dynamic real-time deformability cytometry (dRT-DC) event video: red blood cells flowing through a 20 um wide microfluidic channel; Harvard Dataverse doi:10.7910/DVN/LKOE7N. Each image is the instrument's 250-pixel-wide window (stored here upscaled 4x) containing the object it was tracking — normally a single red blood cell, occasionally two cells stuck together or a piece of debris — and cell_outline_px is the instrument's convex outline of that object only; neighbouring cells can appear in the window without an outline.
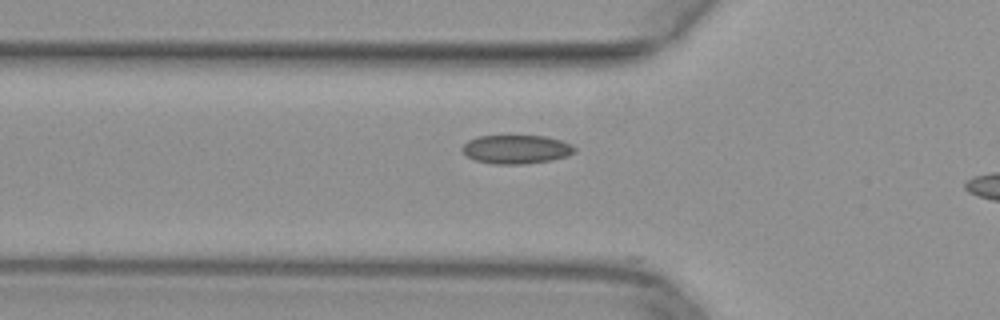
{"species": "common noctule bat (a hibernating species)", "species_latin": "Nyctalus noctula", "temperature_condition": "warm", "stored_images_in_passage": 9, "camera_frame_rate_fps": 3000, "um_per_image_px": 0.085, "animal": {"sex": "female", "body_mass_g": 29.2, "forearm_length_mm": 56.3}, "frame": {"image": 1, "passage_image": 7, "time_ms": 2.0, "image_size_px": [1000, 320], "cell_outline_px": [[576, 152], [568, 156], [552, 160], [524, 164], [492, 164], [476, 160], [468, 156], [460, 148], [468, 140], [476, 136], [544, 136], [560, 140], [572, 144], [576, 148]], "centroid_in_image_um": [43.9, 12.69], "position_along_channel_um": 81.9, "area_um2": 18.9}}